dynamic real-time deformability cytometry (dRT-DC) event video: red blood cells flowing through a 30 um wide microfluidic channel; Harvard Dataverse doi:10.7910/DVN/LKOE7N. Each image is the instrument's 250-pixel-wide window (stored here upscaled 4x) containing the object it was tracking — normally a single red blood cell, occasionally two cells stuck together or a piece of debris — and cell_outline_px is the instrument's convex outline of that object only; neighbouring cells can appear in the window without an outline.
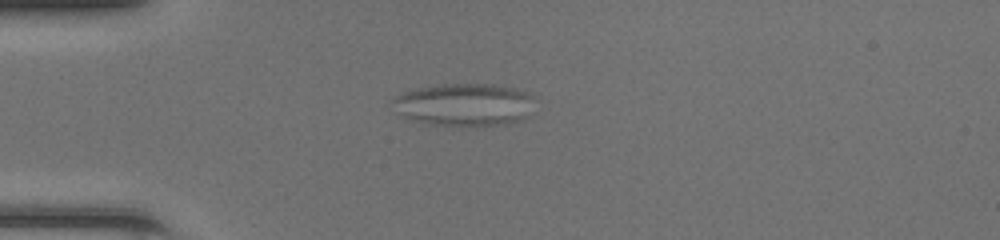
{"species": "common noctule bat (a hibernating species)", "species_latin": "Nyctalus noctula", "temperature_condition": "room temperature", "stored_images_in_passage": 53, "camera_frame_rate_fps": 3000, "um_per_image_px": 0.085, "animal": {"sex": "female", "body_mass_g": 20.0, "forearm_length_mm": 54.0}, "frame": {"image": 1, "passage_image": 15, "time_ms": 4.667, "image_size_px": [1000, 240], "cell_outline_px": [[532, 96], [528, 116], [520, 120], [508, 124], [432, 124], [404, 116], [388, 104], [396, 96], [404, 92], [416, 88], [440, 84], [492, 84], [516, 88]], "centroid_in_image_um": [39.43, 8.86], "position_along_channel_um": 45.6, "area_um2": 34.51}}
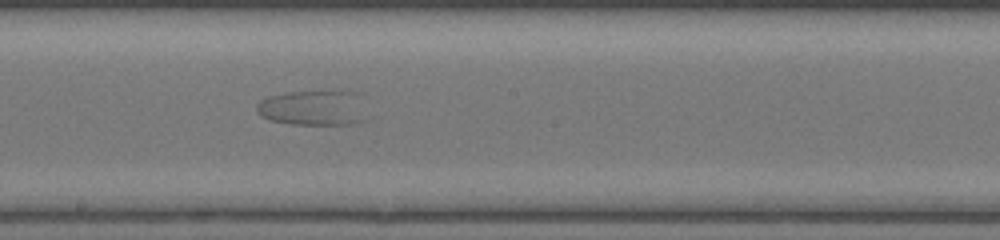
{"frame": {"image": 2, "passage_image": 30, "time_ms": 9.667, "image_size_px": [1000, 240], "cell_outline_px": [[368, 120], [352, 124], [292, 124], [268, 120], [260, 116], [256, 112], [256, 104], [260, 100], [268, 96], [284, 92], [320, 88], [340, 88], [356, 92]], "centroid_in_image_um": [26.62, 9.11], "position_along_channel_um": 221.6, "area_um2": 23.93}}
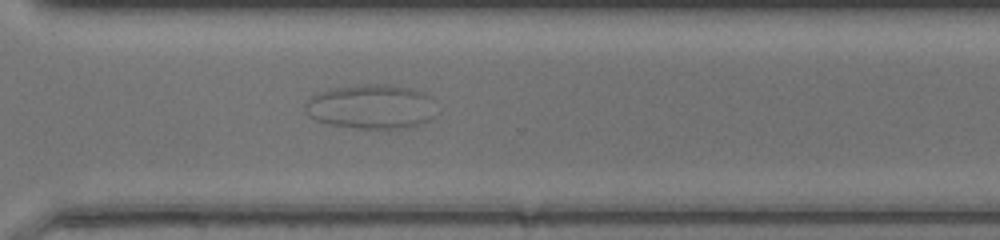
{"frame": {"image": 3, "passage_image": 39, "time_ms": 12.667, "image_size_px": [1000, 240], "cell_outline_px": [[428, 120], [408, 128], [360, 128], [328, 124], [316, 120], [304, 108], [304, 104], [308, 96], [316, 92], [328, 88], [368, 84], [392, 84], [424, 92], [428, 96]], "centroid_in_image_um": [31.39, 9.04], "position_along_channel_um": 339.2, "area_um2": 33.29}}